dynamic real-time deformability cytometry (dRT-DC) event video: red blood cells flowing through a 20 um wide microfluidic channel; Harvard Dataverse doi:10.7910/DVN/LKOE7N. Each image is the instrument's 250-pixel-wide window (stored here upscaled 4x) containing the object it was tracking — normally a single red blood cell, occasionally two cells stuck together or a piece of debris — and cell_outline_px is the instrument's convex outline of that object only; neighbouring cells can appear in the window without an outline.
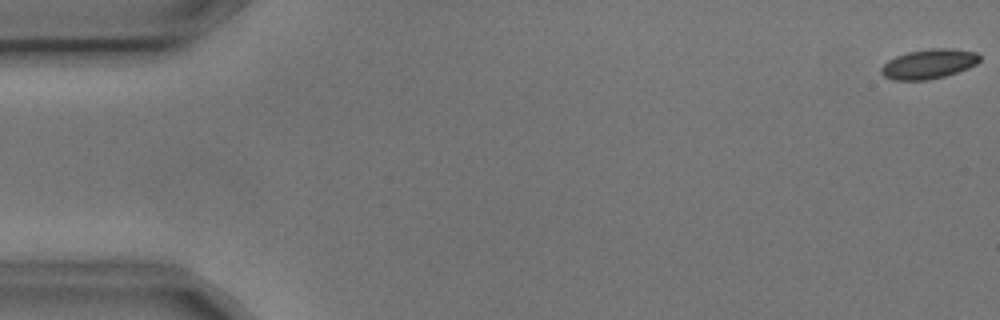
{"species": "common noctule bat (a hibernating species)", "species_latin": "Nyctalus noctula", "temperature_condition": "cold", "stored_images_in_passage": 5, "camera_frame_rate_fps": 3000, "um_per_image_px": 0.085, "animal": {"sex": "male", "body_mass_g": 17.9, "forearm_length_mm": 54.2}, "frame": {"image": 1, "passage_image": 1, "time_ms": 0.0, "image_size_px": [1000, 320], "cell_outline_px": [[980, 60], [976, 64], [968, 68], [944, 76], [928, 80], [892, 80], [884, 76], [880, 72], [880, 68], [888, 60], [896, 56], [908, 52], [932, 48], [952, 48], [976, 52], [980, 56]], "centroid_in_image_um": [78.93, 5.43], "position_along_channel_um": 6.1, "area_um2": 16.99}}